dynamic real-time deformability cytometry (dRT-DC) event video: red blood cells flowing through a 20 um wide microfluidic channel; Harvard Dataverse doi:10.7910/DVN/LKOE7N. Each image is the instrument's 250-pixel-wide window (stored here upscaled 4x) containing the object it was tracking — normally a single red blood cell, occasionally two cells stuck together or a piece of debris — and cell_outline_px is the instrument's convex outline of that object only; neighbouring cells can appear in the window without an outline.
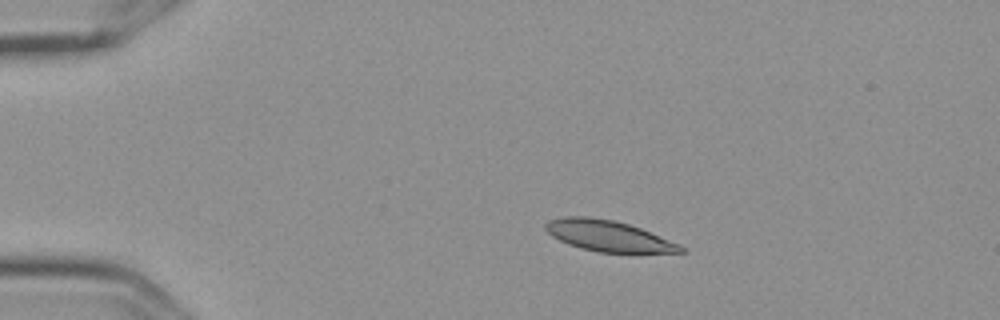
{"species": "Egyptian fruit bat (a non-hibernating species)", "species_latin": "Rousettus aegyptiacus", "temperature_condition": "cold", "stored_images_in_passage": 47, "camera_frame_rate_fps": 3000, "um_per_image_px": 0.085, "frame": {"image": 1, "passage_image": 1, "time_ms": 0.0, "image_size_px": [1000, 320], "cell_outline_px": [[684, 252], [600, 252], [580, 248], [568, 244], [552, 236], [544, 228], [544, 224], [548, 220], [564, 216], [588, 216], [612, 220], [628, 224], [640, 228], [680, 244], [684, 248]], "centroid_in_image_um": [51.66, 20.04], "position_along_channel_um": 33.3, "area_um2": 24.1}}
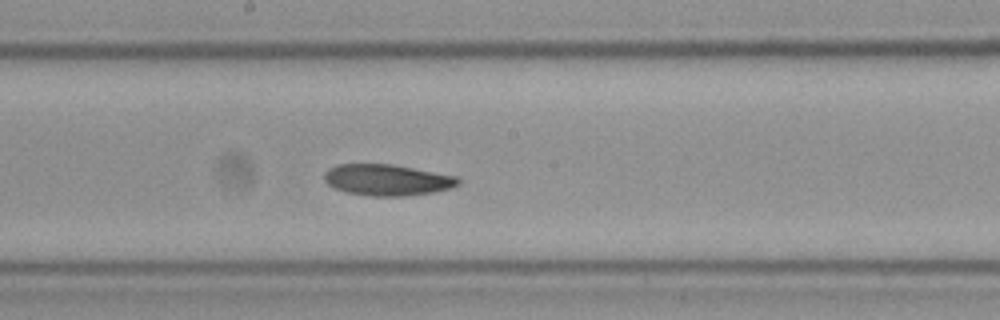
{"frame": {"image": 2, "passage_image": 21, "time_ms": 6.667, "image_size_px": [1000, 320], "cell_outline_px": [[460, 184], [448, 188], [432, 192], [404, 196], [372, 196], [348, 192], [336, 188], [328, 184], [324, 180], [324, 172], [328, 168], [336, 164], [392, 164], [456, 176], [460, 180]], "centroid_in_image_um": [32.87, 15.28], "position_along_channel_um": 215.3, "area_um2": 24.16}}
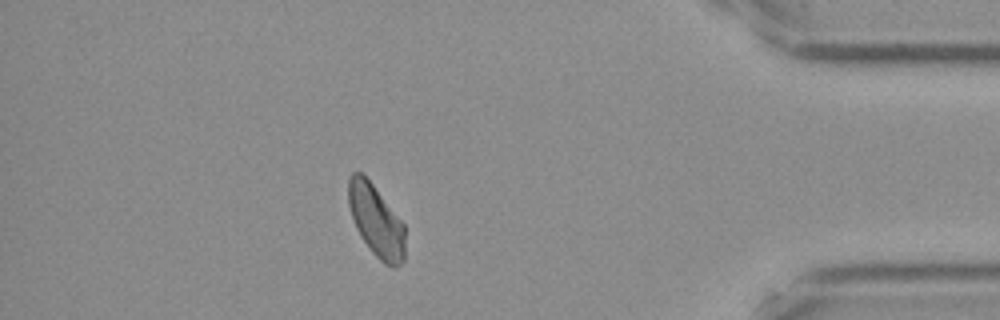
{"frame": {"image": 3, "passage_image": 40, "time_ms": 13.0, "image_size_px": [1000, 320], "cell_outline_px": [[404, 260], [396, 268], [392, 268], [384, 264], [372, 252], [360, 236], [356, 228], [348, 204], [348, 180], [352, 172], [360, 172], [372, 184], [404, 224]], "centroid_in_image_um": [31.96, 18.8], "position_along_channel_um": 403.2, "area_um2": 23.47}, "authors_computed_cell_mechanics": {"area_um2": 24.1604, "velocity_mm_per_s": 3.5611, "shape_relaxation_time_tau1_ms": null, "shape_relaxation_time_tau2_ms": 10.9983, "deformation_change_tau1": null, "deformation_change_tau2": 0.1736}}